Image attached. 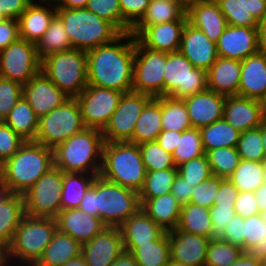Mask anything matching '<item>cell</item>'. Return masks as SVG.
Segmentation results:
<instances>
[{
	"mask_svg": "<svg viewBox=\"0 0 266 266\" xmlns=\"http://www.w3.org/2000/svg\"><path fill=\"white\" fill-rule=\"evenodd\" d=\"M224 178L212 175L208 179L196 185L192 191L189 203L210 209L215 202L220 183Z\"/></svg>",
	"mask_w": 266,
	"mask_h": 266,
	"instance_id": "cell-53",
	"label": "cell"
},
{
	"mask_svg": "<svg viewBox=\"0 0 266 266\" xmlns=\"http://www.w3.org/2000/svg\"><path fill=\"white\" fill-rule=\"evenodd\" d=\"M123 251V240L118 227H106L82 244L81 248L87 266H111Z\"/></svg>",
	"mask_w": 266,
	"mask_h": 266,
	"instance_id": "cell-18",
	"label": "cell"
},
{
	"mask_svg": "<svg viewBox=\"0 0 266 266\" xmlns=\"http://www.w3.org/2000/svg\"><path fill=\"white\" fill-rule=\"evenodd\" d=\"M237 151L241 159L262 162L265 158L261 136V125L240 134Z\"/></svg>",
	"mask_w": 266,
	"mask_h": 266,
	"instance_id": "cell-49",
	"label": "cell"
},
{
	"mask_svg": "<svg viewBox=\"0 0 266 266\" xmlns=\"http://www.w3.org/2000/svg\"><path fill=\"white\" fill-rule=\"evenodd\" d=\"M63 172L52 167L22 196L25 214L33 217L56 218L61 211Z\"/></svg>",
	"mask_w": 266,
	"mask_h": 266,
	"instance_id": "cell-11",
	"label": "cell"
},
{
	"mask_svg": "<svg viewBox=\"0 0 266 266\" xmlns=\"http://www.w3.org/2000/svg\"><path fill=\"white\" fill-rule=\"evenodd\" d=\"M177 229L209 239L214 238L209 209L193 203H186L181 207Z\"/></svg>",
	"mask_w": 266,
	"mask_h": 266,
	"instance_id": "cell-35",
	"label": "cell"
},
{
	"mask_svg": "<svg viewBox=\"0 0 266 266\" xmlns=\"http://www.w3.org/2000/svg\"><path fill=\"white\" fill-rule=\"evenodd\" d=\"M141 209L166 232L177 228L182 205L171 194L140 199Z\"/></svg>",
	"mask_w": 266,
	"mask_h": 266,
	"instance_id": "cell-30",
	"label": "cell"
},
{
	"mask_svg": "<svg viewBox=\"0 0 266 266\" xmlns=\"http://www.w3.org/2000/svg\"><path fill=\"white\" fill-rule=\"evenodd\" d=\"M41 71L36 44L19 38L0 51V77L20 83H28Z\"/></svg>",
	"mask_w": 266,
	"mask_h": 266,
	"instance_id": "cell-14",
	"label": "cell"
},
{
	"mask_svg": "<svg viewBox=\"0 0 266 266\" xmlns=\"http://www.w3.org/2000/svg\"><path fill=\"white\" fill-rule=\"evenodd\" d=\"M97 175L63 172V187L61 190V210L78 208L80 202Z\"/></svg>",
	"mask_w": 266,
	"mask_h": 266,
	"instance_id": "cell-37",
	"label": "cell"
},
{
	"mask_svg": "<svg viewBox=\"0 0 266 266\" xmlns=\"http://www.w3.org/2000/svg\"><path fill=\"white\" fill-rule=\"evenodd\" d=\"M123 92L88 85L77 97L86 128L102 131L116 110Z\"/></svg>",
	"mask_w": 266,
	"mask_h": 266,
	"instance_id": "cell-15",
	"label": "cell"
},
{
	"mask_svg": "<svg viewBox=\"0 0 266 266\" xmlns=\"http://www.w3.org/2000/svg\"><path fill=\"white\" fill-rule=\"evenodd\" d=\"M188 22L202 30L215 43L228 26L224 14L215 0H205L187 12Z\"/></svg>",
	"mask_w": 266,
	"mask_h": 266,
	"instance_id": "cell-28",
	"label": "cell"
},
{
	"mask_svg": "<svg viewBox=\"0 0 266 266\" xmlns=\"http://www.w3.org/2000/svg\"><path fill=\"white\" fill-rule=\"evenodd\" d=\"M78 209L89 215L97 217V209L95 203V179L92 183V186L88 189L82 201L80 202Z\"/></svg>",
	"mask_w": 266,
	"mask_h": 266,
	"instance_id": "cell-66",
	"label": "cell"
},
{
	"mask_svg": "<svg viewBox=\"0 0 266 266\" xmlns=\"http://www.w3.org/2000/svg\"><path fill=\"white\" fill-rule=\"evenodd\" d=\"M53 4V0H34L26 8L18 18L21 39L36 44L42 38L56 15V6Z\"/></svg>",
	"mask_w": 266,
	"mask_h": 266,
	"instance_id": "cell-25",
	"label": "cell"
},
{
	"mask_svg": "<svg viewBox=\"0 0 266 266\" xmlns=\"http://www.w3.org/2000/svg\"><path fill=\"white\" fill-rule=\"evenodd\" d=\"M52 167L53 149L35 141H25L18 151L0 166V176L14 194L23 195Z\"/></svg>",
	"mask_w": 266,
	"mask_h": 266,
	"instance_id": "cell-2",
	"label": "cell"
},
{
	"mask_svg": "<svg viewBox=\"0 0 266 266\" xmlns=\"http://www.w3.org/2000/svg\"><path fill=\"white\" fill-rule=\"evenodd\" d=\"M212 174L221 178L230 177L241 161L236 147H220L207 153Z\"/></svg>",
	"mask_w": 266,
	"mask_h": 266,
	"instance_id": "cell-46",
	"label": "cell"
},
{
	"mask_svg": "<svg viewBox=\"0 0 266 266\" xmlns=\"http://www.w3.org/2000/svg\"><path fill=\"white\" fill-rule=\"evenodd\" d=\"M24 215V199L21 194H13L0 204V251L2 253L10 245Z\"/></svg>",
	"mask_w": 266,
	"mask_h": 266,
	"instance_id": "cell-33",
	"label": "cell"
},
{
	"mask_svg": "<svg viewBox=\"0 0 266 266\" xmlns=\"http://www.w3.org/2000/svg\"><path fill=\"white\" fill-rule=\"evenodd\" d=\"M62 266H87L84 257L82 254H79L78 256L74 257L73 259L69 260Z\"/></svg>",
	"mask_w": 266,
	"mask_h": 266,
	"instance_id": "cell-74",
	"label": "cell"
},
{
	"mask_svg": "<svg viewBox=\"0 0 266 266\" xmlns=\"http://www.w3.org/2000/svg\"><path fill=\"white\" fill-rule=\"evenodd\" d=\"M161 116L162 130L183 132L192 128L182 99L161 96Z\"/></svg>",
	"mask_w": 266,
	"mask_h": 266,
	"instance_id": "cell-41",
	"label": "cell"
},
{
	"mask_svg": "<svg viewBox=\"0 0 266 266\" xmlns=\"http://www.w3.org/2000/svg\"><path fill=\"white\" fill-rule=\"evenodd\" d=\"M261 136L263 142V151L266 158V119L261 124Z\"/></svg>",
	"mask_w": 266,
	"mask_h": 266,
	"instance_id": "cell-75",
	"label": "cell"
},
{
	"mask_svg": "<svg viewBox=\"0 0 266 266\" xmlns=\"http://www.w3.org/2000/svg\"><path fill=\"white\" fill-rule=\"evenodd\" d=\"M86 8L111 23L122 33V14L119 0H88Z\"/></svg>",
	"mask_w": 266,
	"mask_h": 266,
	"instance_id": "cell-52",
	"label": "cell"
},
{
	"mask_svg": "<svg viewBox=\"0 0 266 266\" xmlns=\"http://www.w3.org/2000/svg\"><path fill=\"white\" fill-rule=\"evenodd\" d=\"M168 239L171 259L187 266H205L209 238L176 228L168 232Z\"/></svg>",
	"mask_w": 266,
	"mask_h": 266,
	"instance_id": "cell-23",
	"label": "cell"
},
{
	"mask_svg": "<svg viewBox=\"0 0 266 266\" xmlns=\"http://www.w3.org/2000/svg\"><path fill=\"white\" fill-rule=\"evenodd\" d=\"M97 217L107 227H119L141 209L137 191L110 182L100 175L95 178Z\"/></svg>",
	"mask_w": 266,
	"mask_h": 266,
	"instance_id": "cell-8",
	"label": "cell"
},
{
	"mask_svg": "<svg viewBox=\"0 0 266 266\" xmlns=\"http://www.w3.org/2000/svg\"><path fill=\"white\" fill-rule=\"evenodd\" d=\"M22 96L39 118L62 105L70 98L42 71L22 86Z\"/></svg>",
	"mask_w": 266,
	"mask_h": 266,
	"instance_id": "cell-17",
	"label": "cell"
},
{
	"mask_svg": "<svg viewBox=\"0 0 266 266\" xmlns=\"http://www.w3.org/2000/svg\"><path fill=\"white\" fill-rule=\"evenodd\" d=\"M225 99L209 89L183 98L192 128L200 129L223 118Z\"/></svg>",
	"mask_w": 266,
	"mask_h": 266,
	"instance_id": "cell-22",
	"label": "cell"
},
{
	"mask_svg": "<svg viewBox=\"0 0 266 266\" xmlns=\"http://www.w3.org/2000/svg\"><path fill=\"white\" fill-rule=\"evenodd\" d=\"M124 250L134 255L138 266H166L171 258L168 232L150 244L124 245Z\"/></svg>",
	"mask_w": 266,
	"mask_h": 266,
	"instance_id": "cell-36",
	"label": "cell"
},
{
	"mask_svg": "<svg viewBox=\"0 0 266 266\" xmlns=\"http://www.w3.org/2000/svg\"><path fill=\"white\" fill-rule=\"evenodd\" d=\"M161 96L153 97L143 108L129 143L141 144L156 141L162 131Z\"/></svg>",
	"mask_w": 266,
	"mask_h": 266,
	"instance_id": "cell-32",
	"label": "cell"
},
{
	"mask_svg": "<svg viewBox=\"0 0 266 266\" xmlns=\"http://www.w3.org/2000/svg\"><path fill=\"white\" fill-rule=\"evenodd\" d=\"M260 103L263 107L264 113L266 114V93H265L264 97L261 99Z\"/></svg>",
	"mask_w": 266,
	"mask_h": 266,
	"instance_id": "cell-78",
	"label": "cell"
},
{
	"mask_svg": "<svg viewBox=\"0 0 266 266\" xmlns=\"http://www.w3.org/2000/svg\"><path fill=\"white\" fill-rule=\"evenodd\" d=\"M179 51L195 68L208 71L218 58L217 46L188 21L183 28Z\"/></svg>",
	"mask_w": 266,
	"mask_h": 266,
	"instance_id": "cell-20",
	"label": "cell"
},
{
	"mask_svg": "<svg viewBox=\"0 0 266 266\" xmlns=\"http://www.w3.org/2000/svg\"><path fill=\"white\" fill-rule=\"evenodd\" d=\"M266 93V55L260 53L241 61L238 96L261 101Z\"/></svg>",
	"mask_w": 266,
	"mask_h": 266,
	"instance_id": "cell-26",
	"label": "cell"
},
{
	"mask_svg": "<svg viewBox=\"0 0 266 266\" xmlns=\"http://www.w3.org/2000/svg\"><path fill=\"white\" fill-rule=\"evenodd\" d=\"M188 20H176L152 26H133L130 33L146 48L165 53L179 51L181 36Z\"/></svg>",
	"mask_w": 266,
	"mask_h": 266,
	"instance_id": "cell-16",
	"label": "cell"
},
{
	"mask_svg": "<svg viewBox=\"0 0 266 266\" xmlns=\"http://www.w3.org/2000/svg\"><path fill=\"white\" fill-rule=\"evenodd\" d=\"M216 46L219 57L242 61L259 51L258 28L228 25Z\"/></svg>",
	"mask_w": 266,
	"mask_h": 266,
	"instance_id": "cell-19",
	"label": "cell"
},
{
	"mask_svg": "<svg viewBox=\"0 0 266 266\" xmlns=\"http://www.w3.org/2000/svg\"><path fill=\"white\" fill-rule=\"evenodd\" d=\"M166 266H187V265H185L183 263H180V262L170 258V260H169V262L167 263Z\"/></svg>",
	"mask_w": 266,
	"mask_h": 266,
	"instance_id": "cell-76",
	"label": "cell"
},
{
	"mask_svg": "<svg viewBox=\"0 0 266 266\" xmlns=\"http://www.w3.org/2000/svg\"><path fill=\"white\" fill-rule=\"evenodd\" d=\"M19 38L18 19H2L0 21V51Z\"/></svg>",
	"mask_w": 266,
	"mask_h": 266,
	"instance_id": "cell-61",
	"label": "cell"
},
{
	"mask_svg": "<svg viewBox=\"0 0 266 266\" xmlns=\"http://www.w3.org/2000/svg\"><path fill=\"white\" fill-rule=\"evenodd\" d=\"M243 249L218 237L210 239L205 266H230L242 254Z\"/></svg>",
	"mask_w": 266,
	"mask_h": 266,
	"instance_id": "cell-47",
	"label": "cell"
},
{
	"mask_svg": "<svg viewBox=\"0 0 266 266\" xmlns=\"http://www.w3.org/2000/svg\"><path fill=\"white\" fill-rule=\"evenodd\" d=\"M152 98L135 91L123 93L116 110L101 131L104 142H129L143 108Z\"/></svg>",
	"mask_w": 266,
	"mask_h": 266,
	"instance_id": "cell-13",
	"label": "cell"
},
{
	"mask_svg": "<svg viewBox=\"0 0 266 266\" xmlns=\"http://www.w3.org/2000/svg\"><path fill=\"white\" fill-rule=\"evenodd\" d=\"M178 136H181V132L162 130L156 141L166 152L173 154L177 147Z\"/></svg>",
	"mask_w": 266,
	"mask_h": 266,
	"instance_id": "cell-64",
	"label": "cell"
},
{
	"mask_svg": "<svg viewBox=\"0 0 266 266\" xmlns=\"http://www.w3.org/2000/svg\"><path fill=\"white\" fill-rule=\"evenodd\" d=\"M261 163H262V167L264 170V177H265V183H266V158H264V160Z\"/></svg>",
	"mask_w": 266,
	"mask_h": 266,
	"instance_id": "cell-79",
	"label": "cell"
},
{
	"mask_svg": "<svg viewBox=\"0 0 266 266\" xmlns=\"http://www.w3.org/2000/svg\"><path fill=\"white\" fill-rule=\"evenodd\" d=\"M56 8H86L88 0H53Z\"/></svg>",
	"mask_w": 266,
	"mask_h": 266,
	"instance_id": "cell-67",
	"label": "cell"
},
{
	"mask_svg": "<svg viewBox=\"0 0 266 266\" xmlns=\"http://www.w3.org/2000/svg\"><path fill=\"white\" fill-rule=\"evenodd\" d=\"M56 14L64 22L74 49L88 52L100 45L111 43L121 34L111 23L87 8H56Z\"/></svg>",
	"mask_w": 266,
	"mask_h": 266,
	"instance_id": "cell-6",
	"label": "cell"
},
{
	"mask_svg": "<svg viewBox=\"0 0 266 266\" xmlns=\"http://www.w3.org/2000/svg\"><path fill=\"white\" fill-rule=\"evenodd\" d=\"M244 252L258 261L265 258L266 221L261 214L244 218L243 223Z\"/></svg>",
	"mask_w": 266,
	"mask_h": 266,
	"instance_id": "cell-40",
	"label": "cell"
},
{
	"mask_svg": "<svg viewBox=\"0 0 266 266\" xmlns=\"http://www.w3.org/2000/svg\"><path fill=\"white\" fill-rule=\"evenodd\" d=\"M100 176L139 193L146 176L139 145L104 142Z\"/></svg>",
	"mask_w": 266,
	"mask_h": 266,
	"instance_id": "cell-5",
	"label": "cell"
},
{
	"mask_svg": "<svg viewBox=\"0 0 266 266\" xmlns=\"http://www.w3.org/2000/svg\"><path fill=\"white\" fill-rule=\"evenodd\" d=\"M36 49L40 60L48 55L72 49L64 22L57 14L51 20L42 38L36 43Z\"/></svg>",
	"mask_w": 266,
	"mask_h": 266,
	"instance_id": "cell-39",
	"label": "cell"
},
{
	"mask_svg": "<svg viewBox=\"0 0 266 266\" xmlns=\"http://www.w3.org/2000/svg\"><path fill=\"white\" fill-rule=\"evenodd\" d=\"M205 0H176V2L186 11V13L197 4Z\"/></svg>",
	"mask_w": 266,
	"mask_h": 266,
	"instance_id": "cell-73",
	"label": "cell"
},
{
	"mask_svg": "<svg viewBox=\"0 0 266 266\" xmlns=\"http://www.w3.org/2000/svg\"><path fill=\"white\" fill-rule=\"evenodd\" d=\"M223 119L242 133L258 128L266 114L259 100L234 95L225 99Z\"/></svg>",
	"mask_w": 266,
	"mask_h": 266,
	"instance_id": "cell-21",
	"label": "cell"
},
{
	"mask_svg": "<svg viewBox=\"0 0 266 266\" xmlns=\"http://www.w3.org/2000/svg\"><path fill=\"white\" fill-rule=\"evenodd\" d=\"M103 145L104 140L100 130L85 128L53 149L54 167L62 172L99 176Z\"/></svg>",
	"mask_w": 266,
	"mask_h": 266,
	"instance_id": "cell-3",
	"label": "cell"
},
{
	"mask_svg": "<svg viewBox=\"0 0 266 266\" xmlns=\"http://www.w3.org/2000/svg\"><path fill=\"white\" fill-rule=\"evenodd\" d=\"M234 210L243 218L259 214L254 192H239L235 201Z\"/></svg>",
	"mask_w": 266,
	"mask_h": 266,
	"instance_id": "cell-59",
	"label": "cell"
},
{
	"mask_svg": "<svg viewBox=\"0 0 266 266\" xmlns=\"http://www.w3.org/2000/svg\"><path fill=\"white\" fill-rule=\"evenodd\" d=\"M259 52L266 55V18L258 26Z\"/></svg>",
	"mask_w": 266,
	"mask_h": 266,
	"instance_id": "cell-71",
	"label": "cell"
},
{
	"mask_svg": "<svg viewBox=\"0 0 266 266\" xmlns=\"http://www.w3.org/2000/svg\"><path fill=\"white\" fill-rule=\"evenodd\" d=\"M176 20H188L186 11L177 2L151 0L144 15L134 26H152Z\"/></svg>",
	"mask_w": 266,
	"mask_h": 266,
	"instance_id": "cell-42",
	"label": "cell"
},
{
	"mask_svg": "<svg viewBox=\"0 0 266 266\" xmlns=\"http://www.w3.org/2000/svg\"><path fill=\"white\" fill-rule=\"evenodd\" d=\"M86 66V52L74 48L41 60V71L70 98H76L88 86Z\"/></svg>",
	"mask_w": 266,
	"mask_h": 266,
	"instance_id": "cell-7",
	"label": "cell"
},
{
	"mask_svg": "<svg viewBox=\"0 0 266 266\" xmlns=\"http://www.w3.org/2000/svg\"><path fill=\"white\" fill-rule=\"evenodd\" d=\"M146 172L177 168L173 155L166 152L157 141L139 144Z\"/></svg>",
	"mask_w": 266,
	"mask_h": 266,
	"instance_id": "cell-48",
	"label": "cell"
},
{
	"mask_svg": "<svg viewBox=\"0 0 266 266\" xmlns=\"http://www.w3.org/2000/svg\"><path fill=\"white\" fill-rule=\"evenodd\" d=\"M81 248L82 245L70 235L57 229L52 240L44 249L42 256L33 266H62L81 254Z\"/></svg>",
	"mask_w": 266,
	"mask_h": 266,
	"instance_id": "cell-31",
	"label": "cell"
},
{
	"mask_svg": "<svg viewBox=\"0 0 266 266\" xmlns=\"http://www.w3.org/2000/svg\"><path fill=\"white\" fill-rule=\"evenodd\" d=\"M123 245H145L158 240L163 230L142 209L131 215L119 227Z\"/></svg>",
	"mask_w": 266,
	"mask_h": 266,
	"instance_id": "cell-29",
	"label": "cell"
},
{
	"mask_svg": "<svg viewBox=\"0 0 266 266\" xmlns=\"http://www.w3.org/2000/svg\"><path fill=\"white\" fill-rule=\"evenodd\" d=\"M243 223L244 218L236 214L234 218L226 224L223 233L218 238L241 247L244 251Z\"/></svg>",
	"mask_w": 266,
	"mask_h": 266,
	"instance_id": "cell-57",
	"label": "cell"
},
{
	"mask_svg": "<svg viewBox=\"0 0 266 266\" xmlns=\"http://www.w3.org/2000/svg\"><path fill=\"white\" fill-rule=\"evenodd\" d=\"M204 154L200 130L198 128H191L181 132V136H178L177 147L172 155L174 163L178 167Z\"/></svg>",
	"mask_w": 266,
	"mask_h": 266,
	"instance_id": "cell-45",
	"label": "cell"
},
{
	"mask_svg": "<svg viewBox=\"0 0 266 266\" xmlns=\"http://www.w3.org/2000/svg\"><path fill=\"white\" fill-rule=\"evenodd\" d=\"M224 14L228 25L237 27L258 28L259 23L242 6V0H215Z\"/></svg>",
	"mask_w": 266,
	"mask_h": 266,
	"instance_id": "cell-50",
	"label": "cell"
},
{
	"mask_svg": "<svg viewBox=\"0 0 266 266\" xmlns=\"http://www.w3.org/2000/svg\"><path fill=\"white\" fill-rule=\"evenodd\" d=\"M230 266H261V261L254 259L247 252H243Z\"/></svg>",
	"mask_w": 266,
	"mask_h": 266,
	"instance_id": "cell-70",
	"label": "cell"
},
{
	"mask_svg": "<svg viewBox=\"0 0 266 266\" xmlns=\"http://www.w3.org/2000/svg\"><path fill=\"white\" fill-rule=\"evenodd\" d=\"M163 75L164 96L183 99L208 89L207 71L195 68L180 51L166 53Z\"/></svg>",
	"mask_w": 266,
	"mask_h": 266,
	"instance_id": "cell-10",
	"label": "cell"
},
{
	"mask_svg": "<svg viewBox=\"0 0 266 266\" xmlns=\"http://www.w3.org/2000/svg\"><path fill=\"white\" fill-rule=\"evenodd\" d=\"M25 142L4 121H0V166L11 158Z\"/></svg>",
	"mask_w": 266,
	"mask_h": 266,
	"instance_id": "cell-56",
	"label": "cell"
},
{
	"mask_svg": "<svg viewBox=\"0 0 266 266\" xmlns=\"http://www.w3.org/2000/svg\"><path fill=\"white\" fill-rule=\"evenodd\" d=\"M193 189V184H190L183 176L177 173L170 193L183 206L189 203Z\"/></svg>",
	"mask_w": 266,
	"mask_h": 266,
	"instance_id": "cell-63",
	"label": "cell"
},
{
	"mask_svg": "<svg viewBox=\"0 0 266 266\" xmlns=\"http://www.w3.org/2000/svg\"><path fill=\"white\" fill-rule=\"evenodd\" d=\"M86 54L88 85L123 93L132 91L135 37L130 32L121 33L111 43Z\"/></svg>",
	"mask_w": 266,
	"mask_h": 266,
	"instance_id": "cell-1",
	"label": "cell"
},
{
	"mask_svg": "<svg viewBox=\"0 0 266 266\" xmlns=\"http://www.w3.org/2000/svg\"><path fill=\"white\" fill-rule=\"evenodd\" d=\"M177 168L178 173L194 187L213 175L206 153L179 165Z\"/></svg>",
	"mask_w": 266,
	"mask_h": 266,
	"instance_id": "cell-51",
	"label": "cell"
},
{
	"mask_svg": "<svg viewBox=\"0 0 266 266\" xmlns=\"http://www.w3.org/2000/svg\"><path fill=\"white\" fill-rule=\"evenodd\" d=\"M228 179L239 192H254L265 183L262 163L241 159L235 171Z\"/></svg>",
	"mask_w": 266,
	"mask_h": 266,
	"instance_id": "cell-43",
	"label": "cell"
},
{
	"mask_svg": "<svg viewBox=\"0 0 266 266\" xmlns=\"http://www.w3.org/2000/svg\"><path fill=\"white\" fill-rule=\"evenodd\" d=\"M85 128L77 99L69 98L62 105L39 118L35 142L54 149Z\"/></svg>",
	"mask_w": 266,
	"mask_h": 266,
	"instance_id": "cell-9",
	"label": "cell"
},
{
	"mask_svg": "<svg viewBox=\"0 0 266 266\" xmlns=\"http://www.w3.org/2000/svg\"><path fill=\"white\" fill-rule=\"evenodd\" d=\"M239 190L233 183L225 178L220 183V188L215 197L214 205L218 207H234Z\"/></svg>",
	"mask_w": 266,
	"mask_h": 266,
	"instance_id": "cell-60",
	"label": "cell"
},
{
	"mask_svg": "<svg viewBox=\"0 0 266 266\" xmlns=\"http://www.w3.org/2000/svg\"><path fill=\"white\" fill-rule=\"evenodd\" d=\"M21 96L20 83L0 77V121H4Z\"/></svg>",
	"mask_w": 266,
	"mask_h": 266,
	"instance_id": "cell-54",
	"label": "cell"
},
{
	"mask_svg": "<svg viewBox=\"0 0 266 266\" xmlns=\"http://www.w3.org/2000/svg\"><path fill=\"white\" fill-rule=\"evenodd\" d=\"M14 193L0 176V204L8 200Z\"/></svg>",
	"mask_w": 266,
	"mask_h": 266,
	"instance_id": "cell-72",
	"label": "cell"
},
{
	"mask_svg": "<svg viewBox=\"0 0 266 266\" xmlns=\"http://www.w3.org/2000/svg\"><path fill=\"white\" fill-rule=\"evenodd\" d=\"M56 231V218L33 217L25 214L3 256L11 262V265L14 262L13 266L14 264L17 266V263L18 266H33L42 256Z\"/></svg>",
	"mask_w": 266,
	"mask_h": 266,
	"instance_id": "cell-4",
	"label": "cell"
},
{
	"mask_svg": "<svg viewBox=\"0 0 266 266\" xmlns=\"http://www.w3.org/2000/svg\"><path fill=\"white\" fill-rule=\"evenodd\" d=\"M111 266H138L131 252L123 251Z\"/></svg>",
	"mask_w": 266,
	"mask_h": 266,
	"instance_id": "cell-68",
	"label": "cell"
},
{
	"mask_svg": "<svg viewBox=\"0 0 266 266\" xmlns=\"http://www.w3.org/2000/svg\"><path fill=\"white\" fill-rule=\"evenodd\" d=\"M0 266H12V265H10V262L4 256H2L0 258Z\"/></svg>",
	"mask_w": 266,
	"mask_h": 266,
	"instance_id": "cell-77",
	"label": "cell"
},
{
	"mask_svg": "<svg viewBox=\"0 0 266 266\" xmlns=\"http://www.w3.org/2000/svg\"><path fill=\"white\" fill-rule=\"evenodd\" d=\"M56 221L60 232L70 235L81 245L107 227L99 217L89 215L78 208L61 210Z\"/></svg>",
	"mask_w": 266,
	"mask_h": 266,
	"instance_id": "cell-24",
	"label": "cell"
},
{
	"mask_svg": "<svg viewBox=\"0 0 266 266\" xmlns=\"http://www.w3.org/2000/svg\"><path fill=\"white\" fill-rule=\"evenodd\" d=\"M241 61L219 57L207 71V86L225 97L238 95Z\"/></svg>",
	"mask_w": 266,
	"mask_h": 266,
	"instance_id": "cell-27",
	"label": "cell"
},
{
	"mask_svg": "<svg viewBox=\"0 0 266 266\" xmlns=\"http://www.w3.org/2000/svg\"><path fill=\"white\" fill-rule=\"evenodd\" d=\"M4 122L10 126L25 141H35L39 117L34 113L30 104L21 96L9 112Z\"/></svg>",
	"mask_w": 266,
	"mask_h": 266,
	"instance_id": "cell-34",
	"label": "cell"
},
{
	"mask_svg": "<svg viewBox=\"0 0 266 266\" xmlns=\"http://www.w3.org/2000/svg\"><path fill=\"white\" fill-rule=\"evenodd\" d=\"M199 130L205 153L220 147H237L241 134L223 118Z\"/></svg>",
	"mask_w": 266,
	"mask_h": 266,
	"instance_id": "cell-38",
	"label": "cell"
},
{
	"mask_svg": "<svg viewBox=\"0 0 266 266\" xmlns=\"http://www.w3.org/2000/svg\"><path fill=\"white\" fill-rule=\"evenodd\" d=\"M260 214H261L262 219L266 221V211L261 212Z\"/></svg>",
	"mask_w": 266,
	"mask_h": 266,
	"instance_id": "cell-80",
	"label": "cell"
},
{
	"mask_svg": "<svg viewBox=\"0 0 266 266\" xmlns=\"http://www.w3.org/2000/svg\"><path fill=\"white\" fill-rule=\"evenodd\" d=\"M151 0H119L122 14V33L131 28L142 18Z\"/></svg>",
	"mask_w": 266,
	"mask_h": 266,
	"instance_id": "cell-55",
	"label": "cell"
},
{
	"mask_svg": "<svg viewBox=\"0 0 266 266\" xmlns=\"http://www.w3.org/2000/svg\"><path fill=\"white\" fill-rule=\"evenodd\" d=\"M166 53L144 47L135 38L132 91L152 97L164 96Z\"/></svg>",
	"mask_w": 266,
	"mask_h": 266,
	"instance_id": "cell-12",
	"label": "cell"
},
{
	"mask_svg": "<svg viewBox=\"0 0 266 266\" xmlns=\"http://www.w3.org/2000/svg\"><path fill=\"white\" fill-rule=\"evenodd\" d=\"M209 212L213 225L214 238L219 237L223 233L226 224L236 215L234 207H218L217 205H213L209 209Z\"/></svg>",
	"mask_w": 266,
	"mask_h": 266,
	"instance_id": "cell-58",
	"label": "cell"
},
{
	"mask_svg": "<svg viewBox=\"0 0 266 266\" xmlns=\"http://www.w3.org/2000/svg\"><path fill=\"white\" fill-rule=\"evenodd\" d=\"M178 168L146 172L139 199H151L171 192Z\"/></svg>",
	"mask_w": 266,
	"mask_h": 266,
	"instance_id": "cell-44",
	"label": "cell"
},
{
	"mask_svg": "<svg viewBox=\"0 0 266 266\" xmlns=\"http://www.w3.org/2000/svg\"><path fill=\"white\" fill-rule=\"evenodd\" d=\"M259 213L266 211V183L254 191Z\"/></svg>",
	"mask_w": 266,
	"mask_h": 266,
	"instance_id": "cell-69",
	"label": "cell"
},
{
	"mask_svg": "<svg viewBox=\"0 0 266 266\" xmlns=\"http://www.w3.org/2000/svg\"><path fill=\"white\" fill-rule=\"evenodd\" d=\"M242 6L260 23L266 18V0H242Z\"/></svg>",
	"mask_w": 266,
	"mask_h": 266,
	"instance_id": "cell-65",
	"label": "cell"
},
{
	"mask_svg": "<svg viewBox=\"0 0 266 266\" xmlns=\"http://www.w3.org/2000/svg\"><path fill=\"white\" fill-rule=\"evenodd\" d=\"M34 0H0V15L4 19H18Z\"/></svg>",
	"mask_w": 266,
	"mask_h": 266,
	"instance_id": "cell-62",
	"label": "cell"
}]
</instances>
